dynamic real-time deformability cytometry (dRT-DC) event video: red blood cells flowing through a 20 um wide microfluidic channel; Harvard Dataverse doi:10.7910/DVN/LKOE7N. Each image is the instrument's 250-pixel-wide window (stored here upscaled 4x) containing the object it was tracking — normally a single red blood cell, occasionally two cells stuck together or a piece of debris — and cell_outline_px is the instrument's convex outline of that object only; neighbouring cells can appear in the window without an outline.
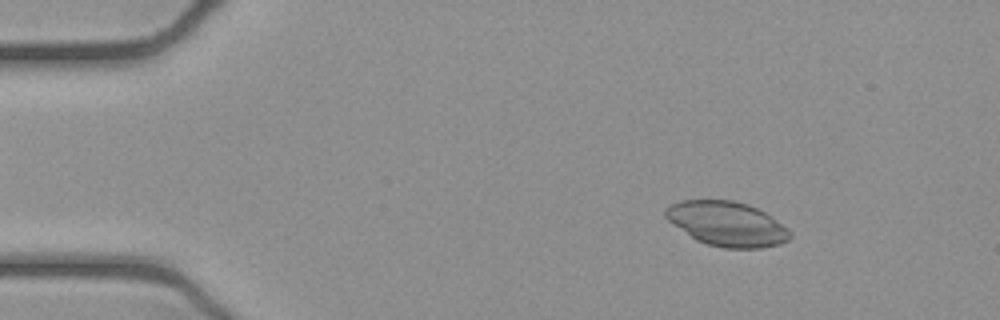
{"species": "common noctule bat (a hibernating species)", "species_latin": "Nyctalus noctula", "temperature_condition": "cold", "stored_images_in_passage": 51, "camera_frame_rate_fps": 3000, "um_per_image_px": 0.085, "animal": {"sex": "female", "body_mass_g": 21.9}, "frame": {"image": 1, "passage_image": 7, "time_ms": 2.0, "image_size_px": [1000, 320], "cell_outline_px": [[792, 236], [788, 240], [780, 244], [764, 248], [724, 248], [708, 244], [696, 240], [672, 224], [664, 216], [664, 208], [680, 200], [732, 200], [748, 204], [764, 212], [788, 228], [792, 232]], "centroid_in_image_um": [61.79, 19.03], "position_along_channel_um": 23.2, "area_um2": 32.43}}